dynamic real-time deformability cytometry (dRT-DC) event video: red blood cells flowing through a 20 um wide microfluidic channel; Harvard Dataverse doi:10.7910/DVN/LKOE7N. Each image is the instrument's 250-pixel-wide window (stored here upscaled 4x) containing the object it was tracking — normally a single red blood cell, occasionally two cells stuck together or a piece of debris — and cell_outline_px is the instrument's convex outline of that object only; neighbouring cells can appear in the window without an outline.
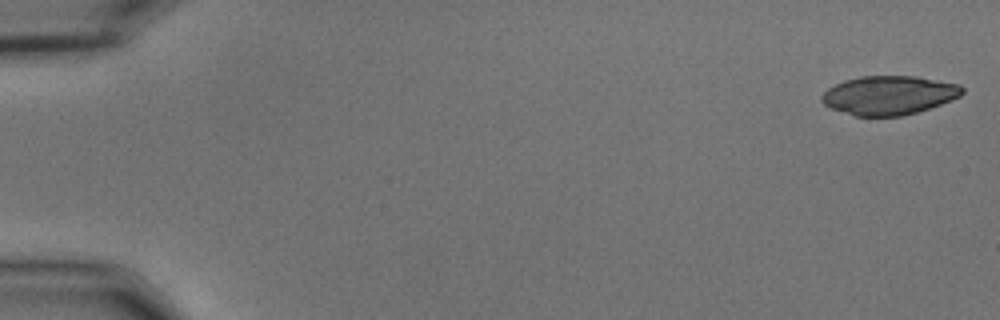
{"species": "common noctule bat (a hibernating species)", "species_latin": "Nyctalus noctula", "temperature_condition": "cold", "stored_images_in_passage": 10, "camera_frame_rate_fps": 3000, "um_per_image_px": 0.085, "animal": {"sex": "male", "body_mass_g": 15.6}, "frame": {"image": 1, "passage_image": 1, "time_ms": 0.0, "image_size_px": [1000, 320], "cell_outline_px": [[964, 92], [960, 96], [952, 100], [916, 112], [900, 116], [856, 116], [832, 108], [824, 104], [820, 100], [820, 96], [828, 88], [844, 80], [860, 76], [916, 76], [960, 84], [964, 88]], "centroid_in_image_um": [75.57, 8.08], "position_along_channel_um": 9.4, "area_um2": 31.79}}